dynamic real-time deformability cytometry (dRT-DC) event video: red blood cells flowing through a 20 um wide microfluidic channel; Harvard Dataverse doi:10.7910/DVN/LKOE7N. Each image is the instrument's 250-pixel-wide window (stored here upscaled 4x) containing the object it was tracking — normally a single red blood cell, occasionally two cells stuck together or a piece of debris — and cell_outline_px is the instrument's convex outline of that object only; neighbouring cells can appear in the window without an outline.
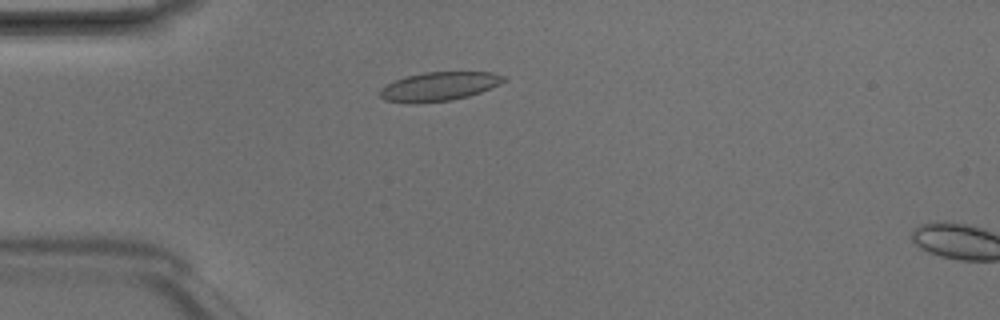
{"species": "Egyptian fruit bat (a non-hibernating species)", "species_latin": "Rousettus aegyptiacus", "temperature_condition": "room temperature", "stored_images_in_passage": 4, "camera_frame_rate_fps": 3000, "um_per_image_px": 0.085, "animal": {"sex": "male"}, "frame": {"image": 1, "passage_image": 3, "time_ms": 0.667, "image_size_px": [1000, 320], "cell_outline_px": [[508, 76], [504, 80], [480, 92], [468, 96], [452, 100], [416, 104], [408, 104], [384, 100], [380, 96], [380, 88], [396, 80], [408, 76], [424, 72], [492, 72]], "centroid_in_image_um": [37.28, 7.36], "position_along_channel_um": 47.7, "area_um2": 20.75}}